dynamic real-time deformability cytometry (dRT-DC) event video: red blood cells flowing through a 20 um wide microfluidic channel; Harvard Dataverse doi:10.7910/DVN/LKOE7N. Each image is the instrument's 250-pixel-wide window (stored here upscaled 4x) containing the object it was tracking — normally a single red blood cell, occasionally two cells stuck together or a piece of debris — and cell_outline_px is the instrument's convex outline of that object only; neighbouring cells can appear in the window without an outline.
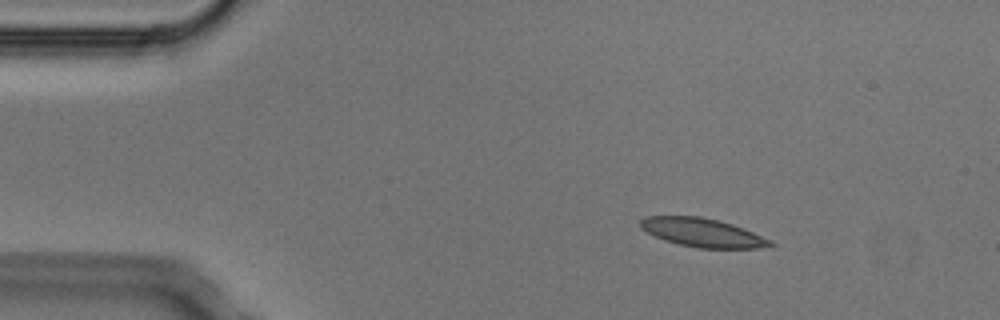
{"species": "Egyptian fruit bat (a non-hibernating species)", "species_latin": "Rousettus aegyptiacus", "temperature_condition": "cold", "stored_images_in_passage": 3, "camera_frame_rate_fps": 3000, "um_per_image_px": 0.085, "animal": {"sex": "male"}, "frame": {"image": 1, "passage_image": 2, "time_ms": 0.333, "image_size_px": [1000, 320], "cell_outline_px": [[776, 244], [760, 248], [700, 248], [680, 244], [664, 240], [640, 228], [640, 220], [644, 216], [700, 216], [732, 224], [772, 240]], "centroid_in_image_um": [59.71, 19.77], "position_along_channel_um": 25.3, "area_um2": 21.44}}